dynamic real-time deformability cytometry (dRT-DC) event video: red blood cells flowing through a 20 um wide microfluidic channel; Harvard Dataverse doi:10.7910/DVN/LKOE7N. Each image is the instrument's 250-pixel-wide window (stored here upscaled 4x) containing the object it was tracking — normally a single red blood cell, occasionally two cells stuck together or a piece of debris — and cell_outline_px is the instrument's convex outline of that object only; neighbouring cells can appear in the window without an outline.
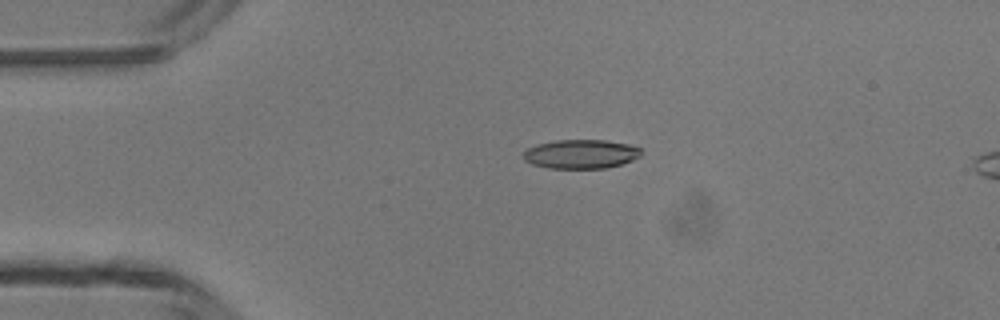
{"species": "common noctule bat (a hibernating species)", "species_latin": "Nyctalus noctula", "temperature_condition": "room temperature", "stored_images_in_passage": 4, "camera_frame_rate_fps": 3000, "um_per_image_px": 0.085, "animal": {"sex": "male", "body_mass_g": 13.3}, "frame": {"image": 1, "passage_image": 2, "time_ms": 1.333, "image_size_px": [1000, 320], "cell_outline_px": [[644, 152], [640, 156], [632, 160], [620, 164], [604, 168], [548, 168], [532, 164], [524, 160], [524, 152], [528, 148], [536, 144], [556, 140], [608, 140], [628, 144], [640, 148]], "centroid_in_image_um": [49.39, 13.08], "position_along_channel_um": 35.6, "area_um2": 19.94}}